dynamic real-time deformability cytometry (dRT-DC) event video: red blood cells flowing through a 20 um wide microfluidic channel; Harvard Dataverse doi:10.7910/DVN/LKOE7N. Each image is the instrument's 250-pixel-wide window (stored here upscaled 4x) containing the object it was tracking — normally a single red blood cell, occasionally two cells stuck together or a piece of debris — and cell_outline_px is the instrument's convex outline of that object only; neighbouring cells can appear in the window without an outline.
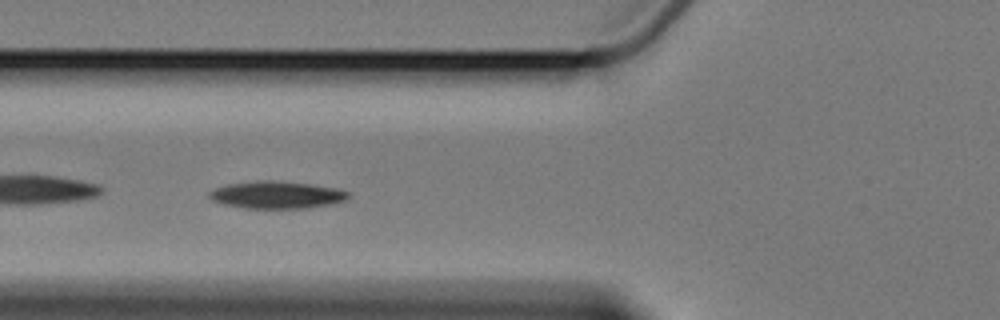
{"species": "Egyptian fruit bat (a non-hibernating species)", "species_latin": "Rousettus aegyptiacus", "temperature_condition": "cold", "stored_images_in_passage": 6, "camera_frame_rate_fps": 3000, "um_per_image_px": 0.085, "animal": {"sex": "female"}, "frame": {"image": 1, "passage_image": 5, "time_ms": 4.667, "image_size_px": [1000, 320], "cell_outline_px": [[348, 200], [332, 204], [308, 208], [244, 208], [224, 204], [212, 200], [208, 196], [208, 192], [216, 188], [228, 184], [256, 180], [272, 180], [312, 184], [336, 188], [348, 192]], "centroid_in_image_um": [23.52, 16.56], "position_along_channel_um": 102.3, "area_um2": 22.2}}
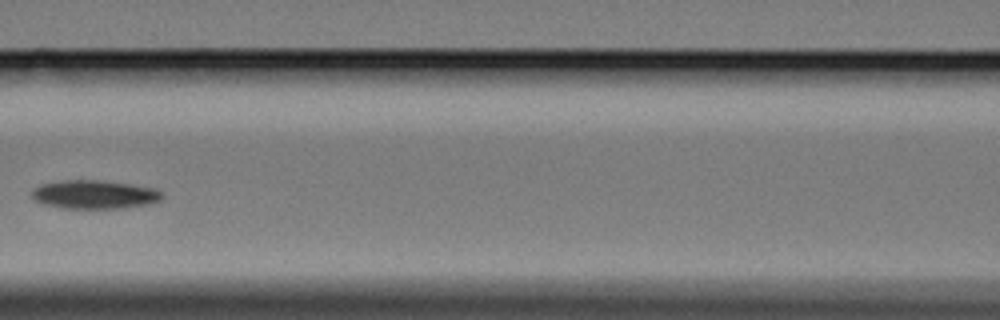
{"frame": {"image": 2, "passage_image": 6, "time_ms": 6.333, "image_size_px": [1000, 320], "cell_outline_px": [[164, 196], [160, 200], [152, 204], [124, 208], [64, 208], [44, 204], [32, 200], [32, 188], [40, 184], [64, 180], [100, 180], [156, 188], [164, 192]], "centroid_in_image_um": [8.05, 16.53], "position_along_channel_um": 158.5, "area_um2": 21.96}}